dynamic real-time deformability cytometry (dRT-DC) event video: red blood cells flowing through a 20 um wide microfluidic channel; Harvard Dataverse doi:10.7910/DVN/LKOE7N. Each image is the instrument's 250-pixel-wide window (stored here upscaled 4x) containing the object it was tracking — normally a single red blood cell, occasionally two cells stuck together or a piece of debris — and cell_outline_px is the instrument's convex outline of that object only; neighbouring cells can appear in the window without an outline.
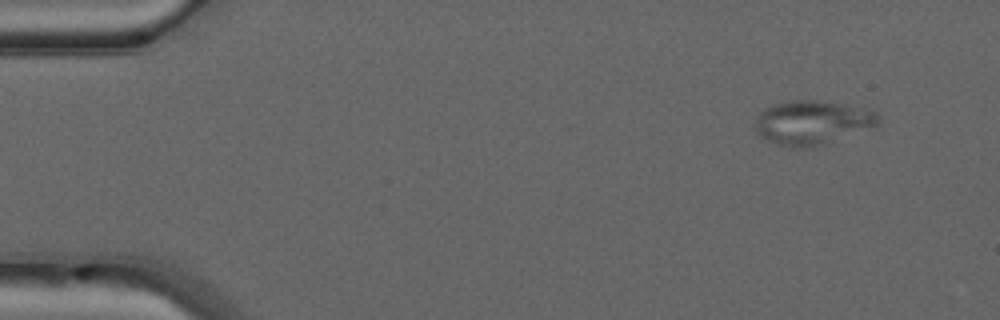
{"species": "common noctule bat (a hibernating species)", "species_latin": "Nyctalus noctula", "temperature_condition": "warm", "stored_images_in_passage": 26, "camera_frame_rate_fps": 3000, "um_per_image_px": 0.085, "animal": {"sex": "male", "forearm_length_mm": 52.5}, "frame": {"image": 1, "passage_image": 1, "time_ms": 0.0, "image_size_px": [1000, 320], "cell_outline_px": [[880, 120], [876, 128], [828, 144], [812, 148], [788, 148], [776, 144], [760, 136], [756, 132], [756, 116], [764, 108], [772, 104], [788, 100], [816, 100], [848, 104], [868, 108], [876, 112], [880, 116]], "centroid_in_image_um": [69.11, 10.43], "position_along_channel_um": 15.9, "area_um2": 32.83}}
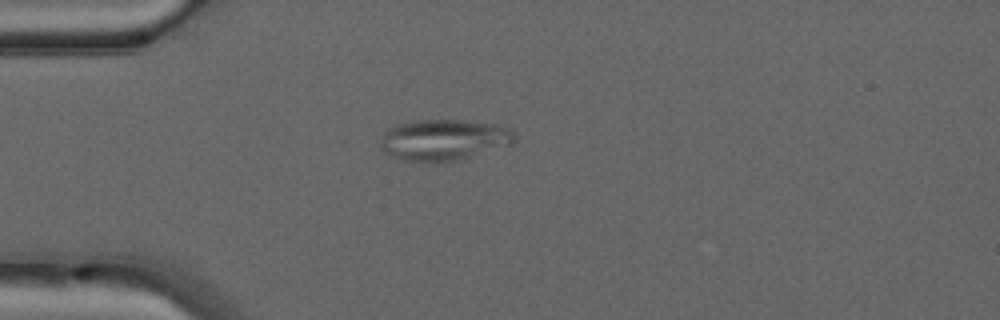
{"frame": {"image": 2, "passage_image": 10, "time_ms": 3.0, "image_size_px": [1000, 320], "cell_outline_px": [[516, 136], [512, 144], [456, 160], [436, 164], [432, 164], [404, 160], [380, 148], [380, 140], [384, 132], [388, 128], [396, 124], [416, 120], [460, 120], [496, 124], [508, 128]], "centroid_in_image_um": [37.69, 11.89], "position_along_channel_um": 47.3, "area_um2": 32.14}}
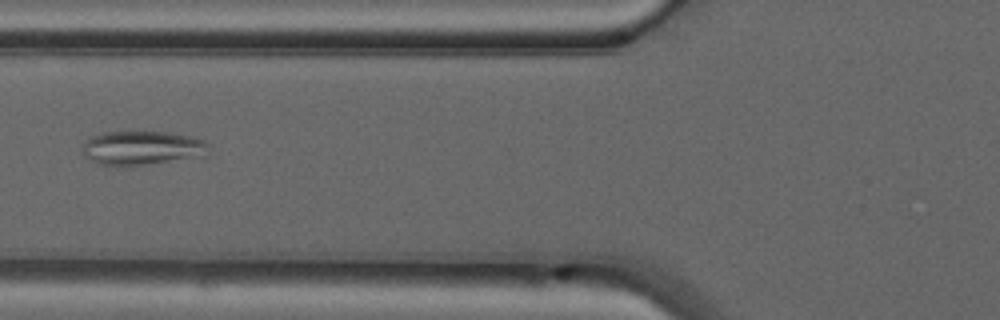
{"frame": {"image": 3, "passage_image": 16, "time_ms": 5.0, "image_size_px": [1000, 320], "cell_outline_px": [[208, 156], [140, 164], [100, 164], [84, 156], [80, 152], [80, 148], [88, 136], [100, 132], [168, 132], [192, 136], [204, 140], [208, 144]], "centroid_in_image_um": [12.06, 12.54], "position_along_channel_um": 113.7, "area_um2": 24.97}}